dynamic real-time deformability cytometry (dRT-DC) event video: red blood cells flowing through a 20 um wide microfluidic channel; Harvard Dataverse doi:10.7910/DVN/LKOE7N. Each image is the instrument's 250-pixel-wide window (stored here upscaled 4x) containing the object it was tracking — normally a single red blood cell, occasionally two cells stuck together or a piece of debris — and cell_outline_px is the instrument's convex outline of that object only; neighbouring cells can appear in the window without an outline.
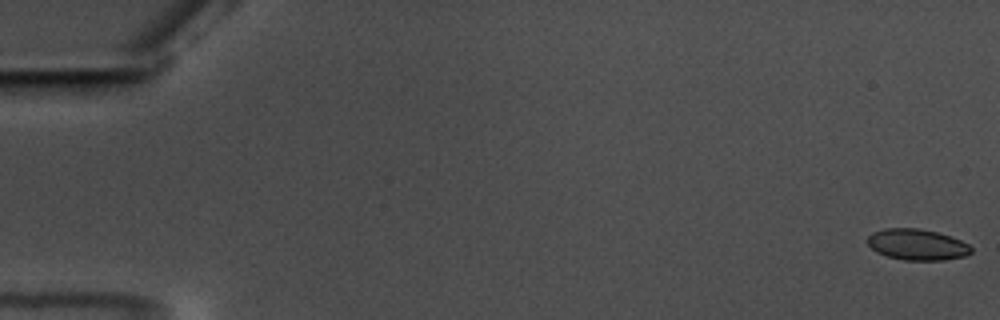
{"species": "common noctule bat (a hibernating species)", "species_latin": "Nyctalus noctula", "temperature_condition": "warm", "stored_images_in_passage": 59, "camera_frame_rate_fps": 3000, "um_per_image_px": 0.085, "animal": {"sex": "male", "body_mass_g": 17.5, "forearm_length_mm": 52.3}, "frame": {"image": 1, "passage_image": 1, "time_ms": 0.0, "image_size_px": [1000, 320], "cell_outline_px": [[972, 252], [964, 256], [944, 260], [904, 260], [888, 256], [876, 252], [868, 244], [868, 236], [872, 232], [884, 228], [920, 228], [936, 232], [960, 240], [968, 244], [972, 248]], "centroid_in_image_um": [77.94, 20.78], "position_along_channel_um": 7.1, "area_um2": 18.67}}
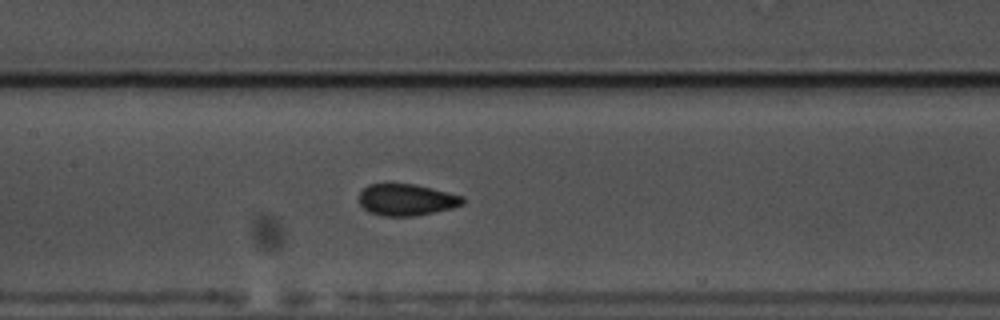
{"frame": {"image": 2, "passage_image": 29, "time_ms": 9.333, "image_size_px": [1000, 320], "cell_outline_px": [[464, 204], [452, 208], [416, 216], [380, 216], [368, 212], [356, 200], [360, 192], [368, 184], [416, 184], [464, 196]], "centroid_in_image_um": [34.53, 16.98], "position_along_channel_um": 172.9, "area_um2": 19.36}}
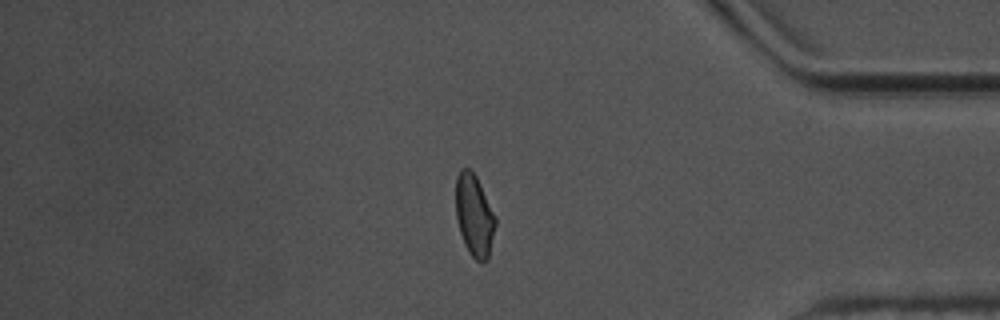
{"frame": {"image": 3, "passage_image": 50, "time_ms": 16.333, "image_size_px": [1000, 320], "cell_outline_px": [[496, 224], [488, 260], [476, 260], [468, 252], [464, 244], [460, 232], [456, 216], [456, 176], [460, 168], [468, 168], [476, 176], [496, 216]], "centroid_in_image_um": [40.31, 18.3], "position_along_channel_um": 394.9, "area_um2": 18.9}, "authors_computed_cell_mechanics": {"area_um2": 19.1318, "velocity_mm_per_s": 3.5375, "shape_relaxation_time_tau1_ms": 4.0864, "shape_relaxation_time_tau2_ms": 1.0122, "deformation_change_tau1": 0.1028, "deformation_change_tau2": 0.0498}}